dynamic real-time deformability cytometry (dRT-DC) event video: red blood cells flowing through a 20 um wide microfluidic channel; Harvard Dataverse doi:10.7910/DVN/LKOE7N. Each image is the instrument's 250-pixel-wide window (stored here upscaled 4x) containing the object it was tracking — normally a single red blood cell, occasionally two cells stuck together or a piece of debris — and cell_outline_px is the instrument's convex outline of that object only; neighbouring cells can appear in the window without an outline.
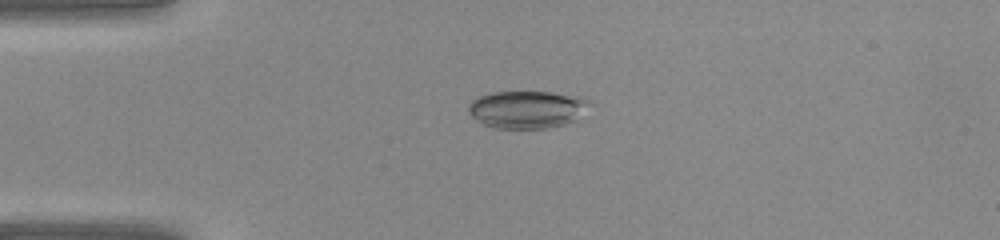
{"species": "common noctule bat (a hibernating species)", "species_latin": "Nyctalus noctula", "temperature_condition": "warm", "stored_images_in_passage": 40, "camera_frame_rate_fps": 3000, "um_per_image_px": 0.085, "animal": {"sex": "female", "body_mass_g": 22.0, "forearm_length_mm": 56.7}, "frame": {"image": 1, "passage_image": 10, "time_ms": 3.0, "image_size_px": [1000, 240], "cell_outline_px": [[588, 104], [576, 120], [564, 124], [548, 128], [496, 128], [484, 124], [476, 120], [468, 112], [468, 104], [472, 100], [480, 96], [492, 92], [548, 92], [580, 96], [588, 100]], "centroid_in_image_um": [44.75, 9.3], "position_along_channel_um": 40.2, "area_um2": 26.24}}
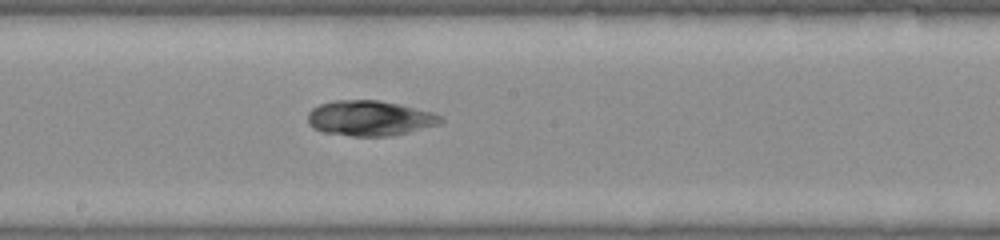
{"frame": {"image": 2, "passage_image": 22, "time_ms": 7.0, "image_size_px": [1000, 240], "cell_outline_px": [[444, 120], [440, 124], [392, 136], [352, 136], [324, 132], [312, 128], [308, 124], [308, 112], [312, 108], [320, 104], [332, 100], [376, 100], [396, 104], [432, 112], [440, 116]], "centroid_in_image_um": [31.39, 10.05], "position_along_channel_um": 216.8, "area_um2": 27.17}}
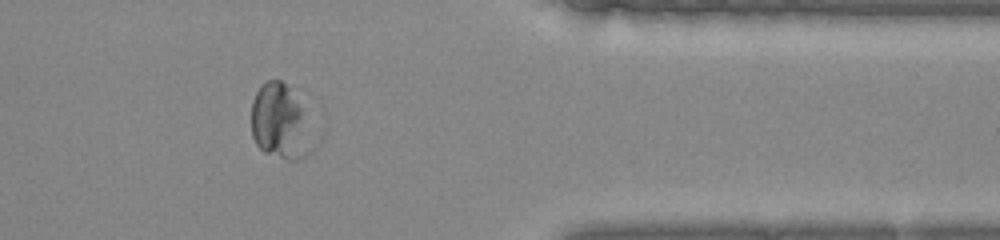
{"frame": {"image": 3, "passage_image": 33, "time_ms": 10.667, "image_size_px": [1000, 240], "cell_outline_px": [[320, 140], [312, 152], [308, 156], [296, 160], [288, 160], [264, 152], [256, 144], [252, 136], [252, 100], [260, 84], [268, 80], [280, 80], [288, 88]], "centroid_in_image_um": [23.89, 10.46], "position_along_channel_um": 387.5, "area_um2": 27.28}}